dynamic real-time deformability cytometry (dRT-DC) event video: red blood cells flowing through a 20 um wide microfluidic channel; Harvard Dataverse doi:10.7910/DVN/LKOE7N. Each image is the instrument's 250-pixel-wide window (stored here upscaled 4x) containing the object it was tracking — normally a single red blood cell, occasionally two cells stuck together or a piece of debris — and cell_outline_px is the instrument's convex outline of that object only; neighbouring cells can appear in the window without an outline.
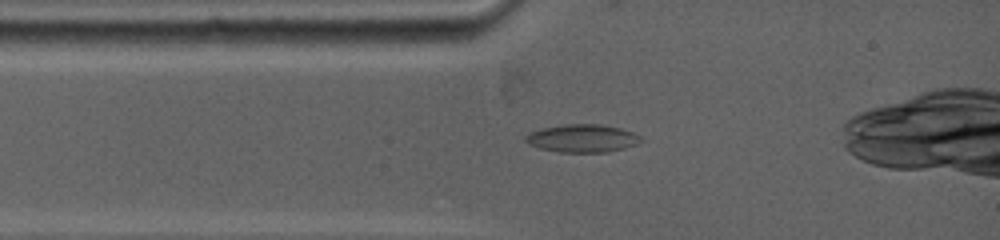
{"species": "common noctule bat (a hibernating species)", "species_latin": "Nyctalus noctula", "temperature_condition": "warm", "stored_images_in_passage": 2, "camera_frame_rate_fps": 5000, "um_per_image_px": 0.085, "animal": {"sex": "female", "body_mass_g": 19.0, "forearm_length_mm": 53.3}, "frame": {"image": 1, "passage_image": 2, "time_ms": 1.2, "image_size_px": [1000, 240], "cell_outline_px": [[644, 140], [636, 144], [624, 148], [604, 152], [560, 152], [540, 148], [528, 144], [524, 140], [524, 136], [532, 132], [544, 128], [568, 124], [604, 124], [620, 128], [632, 132], [640, 136]], "centroid_in_image_um": [49.51, 11.75], "position_along_channel_um": 35.5, "area_um2": 18.61}}